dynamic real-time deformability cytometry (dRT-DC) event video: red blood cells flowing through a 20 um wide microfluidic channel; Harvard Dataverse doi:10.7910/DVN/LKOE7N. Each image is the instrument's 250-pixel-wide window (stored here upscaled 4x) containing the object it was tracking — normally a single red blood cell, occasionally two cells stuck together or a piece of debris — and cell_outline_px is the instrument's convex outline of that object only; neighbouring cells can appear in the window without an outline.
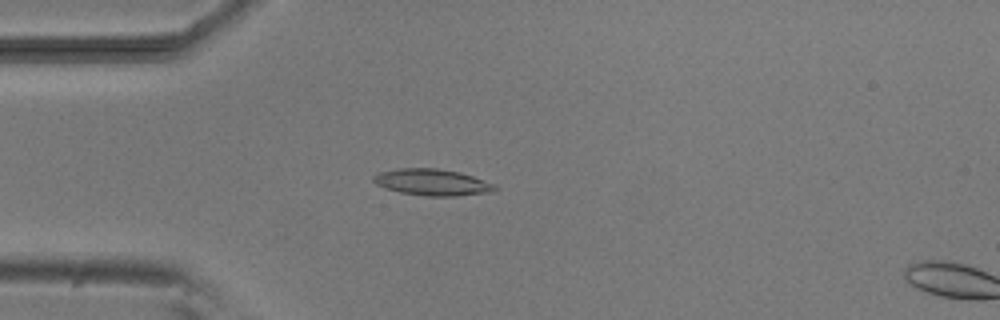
{"species": "common noctule bat (a hibernating species)", "species_latin": "Nyctalus noctula", "temperature_condition": "room temperature", "stored_images_in_passage": 3, "camera_frame_rate_fps": 3000, "um_per_image_px": 0.085, "animal": {"sex": "male", "body_mass_g": 20.5, "forearm_length_mm": 52.5}, "frame": {"image": 1, "passage_image": 2, "time_ms": 1.333, "image_size_px": [1000, 320], "cell_outline_px": [[500, 188], [496, 192], [456, 196], [424, 196], [400, 192], [384, 188], [376, 184], [372, 180], [372, 176], [380, 172], [400, 168], [436, 168], [460, 172], [496, 184]], "centroid_in_image_um": [36.79, 15.5], "position_along_channel_um": 48.2, "area_um2": 19.02}}